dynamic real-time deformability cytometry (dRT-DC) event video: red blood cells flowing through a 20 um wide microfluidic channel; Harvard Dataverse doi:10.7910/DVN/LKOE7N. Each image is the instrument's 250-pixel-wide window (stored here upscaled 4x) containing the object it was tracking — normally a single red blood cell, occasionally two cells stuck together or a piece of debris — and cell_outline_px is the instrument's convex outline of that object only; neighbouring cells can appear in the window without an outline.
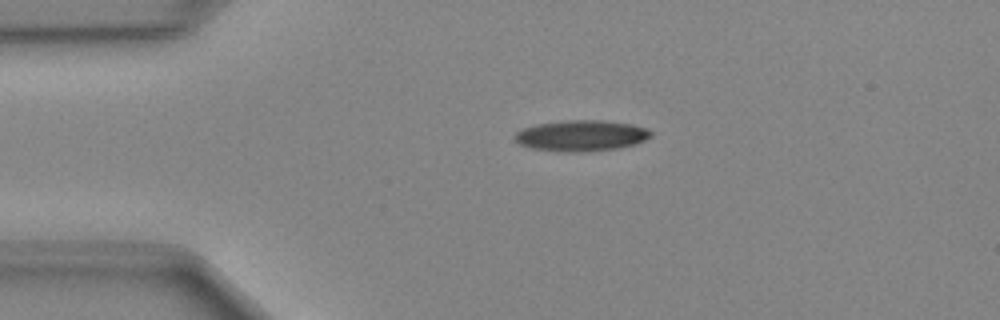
{"species": "Egyptian fruit bat (a non-hibernating species)", "species_latin": "Rousettus aegyptiacus", "temperature_condition": "cold", "stored_images_in_passage": 47, "camera_frame_rate_fps": 3000, "um_per_image_px": 0.085, "animal": {"sex": "female"}, "frame": {"image": 1, "passage_image": 9, "time_ms": 2.667, "image_size_px": [1000, 320], "cell_outline_px": [[652, 136], [636, 144], [620, 148], [576, 152], [560, 152], [532, 148], [520, 144], [512, 136], [516, 132], [524, 128], [536, 124], [568, 120], [604, 120], [632, 124], [648, 128], [652, 132]], "centroid_in_image_um": [49.43, 11.53], "position_along_channel_um": 35.6, "area_um2": 24.68}}
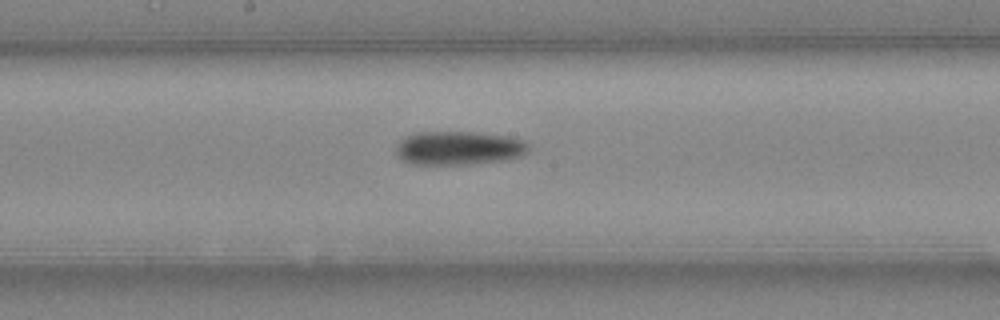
{"frame": {"image": 2, "passage_image": 24, "time_ms": 7.667, "image_size_px": [1000, 320], "cell_outline_px": [[528, 148], [520, 156], [504, 160], [468, 164], [412, 164], [400, 160], [396, 156], [396, 144], [404, 136], [416, 132], [476, 132], [504, 136], [524, 140], [528, 144]], "centroid_in_image_um": [38.9, 12.58], "position_along_channel_um": 209.3, "area_um2": 26.07}}
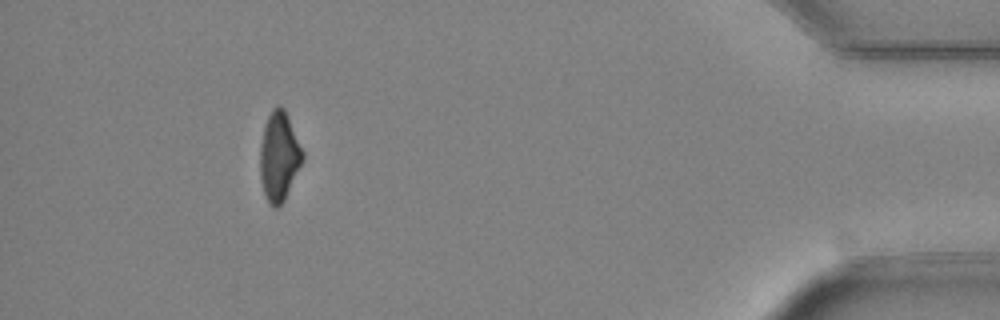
{"frame": {"image": 3, "passage_image": 43, "time_ms": 14.0, "image_size_px": [1000, 320], "cell_outline_px": [[304, 160], [284, 200], [276, 208], [272, 208], [268, 204], [264, 196], [260, 176], [260, 144], [264, 128], [268, 116], [272, 108], [276, 104], [280, 104], [284, 108], [288, 116], [304, 152]], "centroid_in_image_um": [23.72, 13.3], "position_along_channel_um": 411.5, "area_um2": 22.37}}